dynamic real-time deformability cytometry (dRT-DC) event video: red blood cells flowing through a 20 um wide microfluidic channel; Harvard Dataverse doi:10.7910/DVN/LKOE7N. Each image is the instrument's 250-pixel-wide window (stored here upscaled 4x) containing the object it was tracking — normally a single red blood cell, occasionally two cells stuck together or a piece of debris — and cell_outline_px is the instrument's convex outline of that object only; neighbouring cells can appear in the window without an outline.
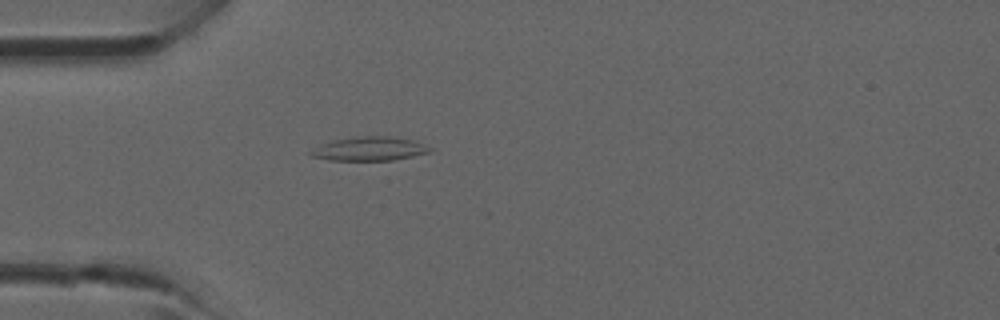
{"species": "common noctule bat (a hibernating species)", "species_latin": "Nyctalus noctula", "temperature_condition": "room temperature", "stored_images_in_passage": 4, "camera_frame_rate_fps": 3000, "um_per_image_px": 0.085, "animal": {"sex": "male", "forearm_length_mm": 52.5}, "frame": {"image": 1, "passage_image": 4, "time_ms": 3.667, "image_size_px": [1000, 320], "cell_outline_px": [[432, 148], [428, 152], [412, 156], [392, 160], [328, 160], [312, 156], [308, 152], [320, 144], [332, 140], [360, 136], [388, 136], [412, 140]], "centroid_in_image_um": [31.34, 12.64], "position_along_channel_um": 53.7, "area_um2": 16.36}}